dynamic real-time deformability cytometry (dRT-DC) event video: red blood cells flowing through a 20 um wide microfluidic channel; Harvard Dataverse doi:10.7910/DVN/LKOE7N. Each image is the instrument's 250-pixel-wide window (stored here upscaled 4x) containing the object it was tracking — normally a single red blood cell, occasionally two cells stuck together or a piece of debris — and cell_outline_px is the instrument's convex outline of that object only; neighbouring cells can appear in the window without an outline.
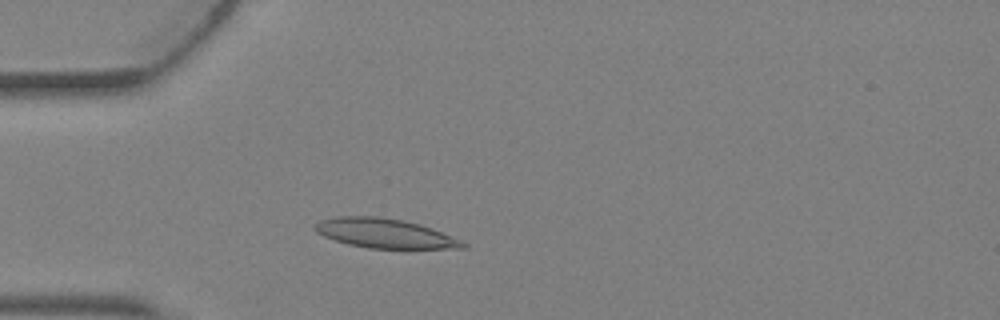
{"species": "Egyptian fruit bat (a non-hibernating species)", "species_latin": "Rousettus aegyptiacus", "temperature_condition": "warm", "stored_images_in_passage": 3, "camera_frame_rate_fps": 3000, "um_per_image_px": 0.085, "animal": {"sex": "female"}, "frame": {"image": 1, "passage_image": 3, "time_ms": 0.667, "image_size_px": [1000, 320], "cell_outline_px": [[468, 248], [368, 248], [348, 244], [324, 236], [316, 232], [312, 228], [312, 224], [320, 220], [336, 216], [380, 216], [404, 220], [420, 224], [432, 228], [460, 240], [468, 244]], "centroid_in_image_um": [32.66, 19.82], "position_along_channel_um": 52.3, "area_um2": 25.43}}